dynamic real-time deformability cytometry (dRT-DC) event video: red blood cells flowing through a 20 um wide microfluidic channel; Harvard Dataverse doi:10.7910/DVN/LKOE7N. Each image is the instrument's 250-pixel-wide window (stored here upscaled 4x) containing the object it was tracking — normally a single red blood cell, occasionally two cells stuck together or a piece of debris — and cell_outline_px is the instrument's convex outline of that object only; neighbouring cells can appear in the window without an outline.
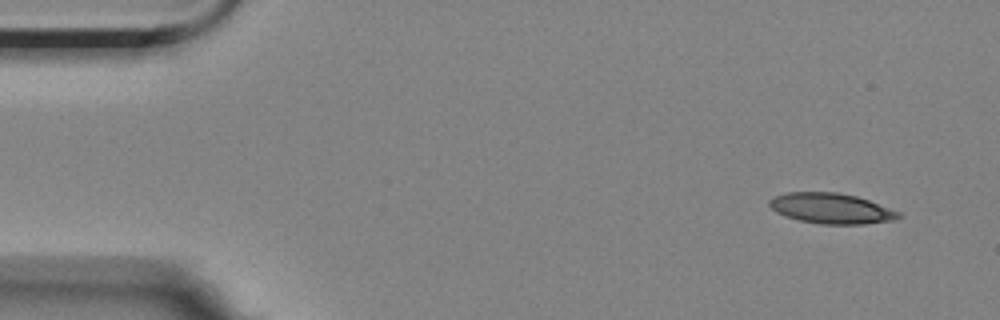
{"species": "Egyptian fruit bat (a non-hibernating species)", "species_latin": "Rousettus aegyptiacus", "temperature_condition": "room temperature", "stored_images_in_passage": 4, "camera_frame_rate_fps": 3000, "um_per_image_px": 0.085, "animal": {"sex": "female"}, "frame": {"image": 1, "passage_image": 1, "time_ms": 0.0, "image_size_px": [1000, 320], "cell_outline_px": [[904, 216], [896, 220], [864, 224], [820, 224], [800, 220], [784, 216], [776, 212], [768, 204], [768, 200], [772, 196], [784, 192], [836, 192], [856, 196], [868, 200], [900, 212]], "centroid_in_image_um": [70.64, 17.71], "position_along_channel_um": 14.4, "area_um2": 23.12}}
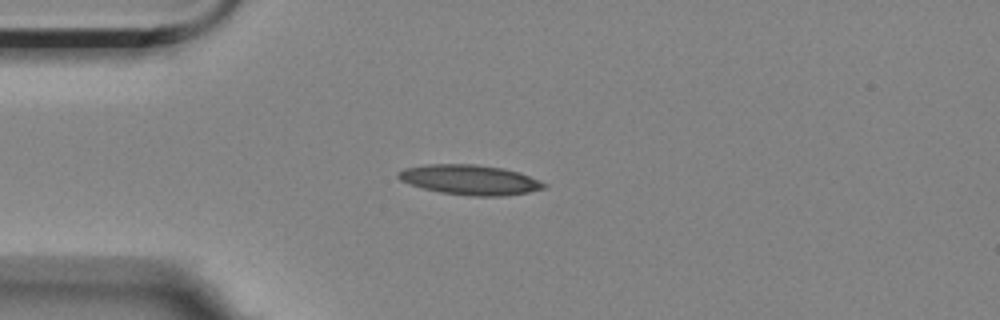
{"frame": {"image": 2, "passage_image": 4, "time_ms": 3.333, "image_size_px": [1000, 320], "cell_outline_px": [[548, 184], [544, 188], [528, 192], [504, 196], [472, 196], [440, 192], [408, 184], [400, 180], [396, 176], [396, 172], [404, 168], [424, 164], [476, 164], [504, 168], [520, 172]], "centroid_in_image_um": [39.92, 15.27], "position_along_channel_um": 45.1, "area_um2": 25.61}}